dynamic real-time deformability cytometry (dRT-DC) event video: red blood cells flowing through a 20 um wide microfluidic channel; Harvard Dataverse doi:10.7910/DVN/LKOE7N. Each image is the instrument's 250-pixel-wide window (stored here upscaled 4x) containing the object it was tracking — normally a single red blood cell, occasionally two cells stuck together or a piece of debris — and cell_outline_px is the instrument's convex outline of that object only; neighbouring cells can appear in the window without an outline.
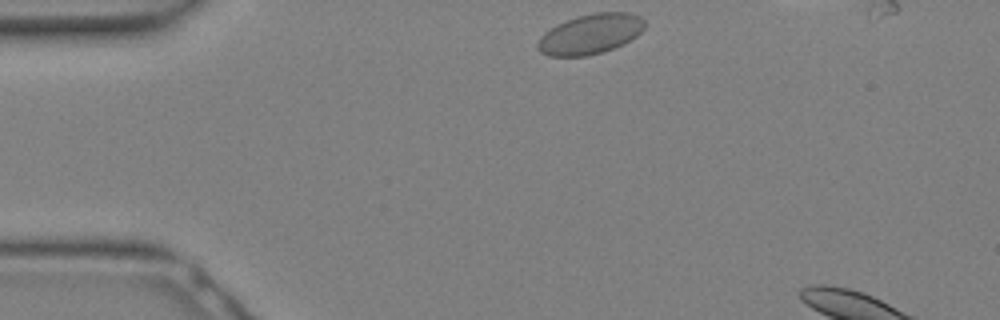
{"species": "Egyptian fruit bat (a non-hibernating species)", "species_latin": "Rousettus aegyptiacus", "temperature_condition": "warm", "stored_images_in_passage": 4, "camera_frame_rate_fps": 3000, "um_per_image_px": 0.085, "animal": {"sex": "female"}, "frame": {"image": 1, "passage_image": 1, "time_ms": 0.0, "image_size_px": [1000, 320], "cell_outline_px": [[644, 28], [636, 36], [624, 44], [604, 52], [588, 56], [548, 56], [540, 52], [536, 48], [536, 44], [540, 36], [544, 32], [556, 24], [564, 20], [576, 16], [592, 12], [632, 12], [640, 16], [644, 20]], "centroid_in_image_um": [50.16, 2.89], "position_along_channel_um": 34.8, "area_um2": 25.43}}